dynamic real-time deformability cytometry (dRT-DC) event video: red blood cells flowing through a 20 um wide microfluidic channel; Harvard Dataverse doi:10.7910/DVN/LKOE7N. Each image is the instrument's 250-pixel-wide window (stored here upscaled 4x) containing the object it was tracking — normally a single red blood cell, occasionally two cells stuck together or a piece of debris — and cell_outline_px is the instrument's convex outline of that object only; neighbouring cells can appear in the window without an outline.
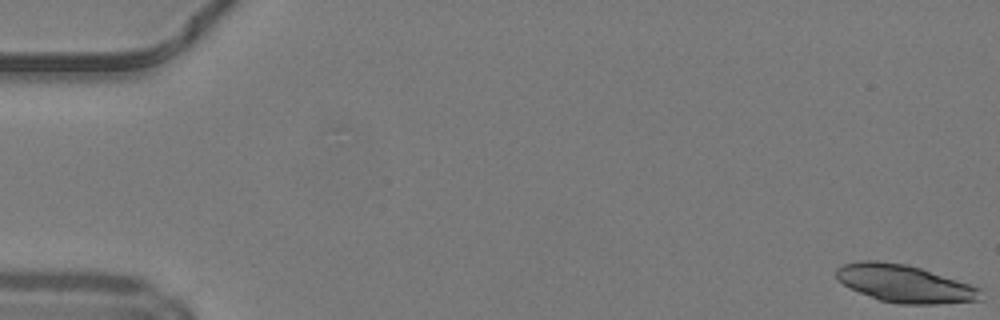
{"species": "common noctule bat (a hibernating species)", "species_latin": "Nyctalus noctula", "temperature_condition": "warm", "stored_images_in_passage": 49, "camera_frame_rate_fps": 3000, "um_per_image_px": 0.085, "animal": {"sex": "male", "body_mass_g": 19.2, "forearm_length_mm": 51.8}, "frame": {"image": 1, "passage_image": 1, "time_ms": 0.0, "image_size_px": [1000, 320], "cell_outline_px": [[984, 288], [980, 300], [936, 304], [900, 304], [880, 300], [860, 292], [844, 284], [836, 276], [836, 268], [844, 264], [860, 260], [876, 260], [904, 264], [920, 268]], "centroid_in_image_um": [76.94, 24.1], "position_along_channel_um": 8.1, "area_um2": 31.44}}
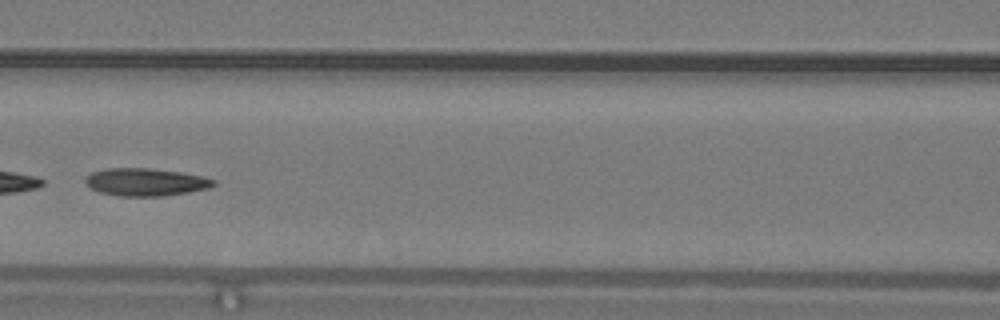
{"frame": {"image": 2, "passage_image": 23, "time_ms": 7.333, "image_size_px": [1000, 320], "cell_outline_px": [[216, 184], [208, 188], [188, 192], [164, 196], [120, 196], [100, 192], [84, 184], [84, 176], [92, 172], [104, 168], [148, 168], [180, 172], [204, 176], [216, 180]], "centroid_in_image_um": [12.35, 15.47], "position_along_channel_um": 154.2, "area_um2": 20.81}}